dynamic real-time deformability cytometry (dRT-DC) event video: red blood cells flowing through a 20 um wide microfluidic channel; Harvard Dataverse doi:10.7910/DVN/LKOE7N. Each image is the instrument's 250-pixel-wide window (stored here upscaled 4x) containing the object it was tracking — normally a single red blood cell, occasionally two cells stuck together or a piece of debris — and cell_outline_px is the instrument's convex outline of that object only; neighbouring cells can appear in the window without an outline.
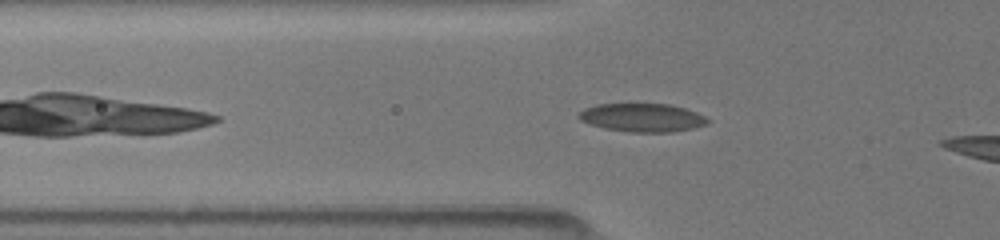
{"species": "common noctule bat (a hibernating species)", "species_latin": "Nyctalus noctula", "temperature_condition": "room temperature", "stored_images_in_passage": 12, "segment_of_instrument_passage": [1, 2], "camera_frame_rate_fps": 3000, "um_per_image_px": 0.085, "animal": {"sex": "female", "body_mass_g": 19.5, "forearm_length_mm": 54.1}, "frame": {"image": 1, "passage_image": 3, "time_ms": 0.333, "image_size_px": [1000, 240], "cell_outline_px": [[708, 124], [692, 128], [672, 132], [632, 132], [604, 128], [580, 120], [576, 116], [584, 108], [596, 104], [668, 104], [684, 108], [696, 112], [704, 116], [708, 120]], "centroid_in_image_um": [54.57, 9.99], "position_along_channel_um": 71.2, "area_um2": 21.15}}
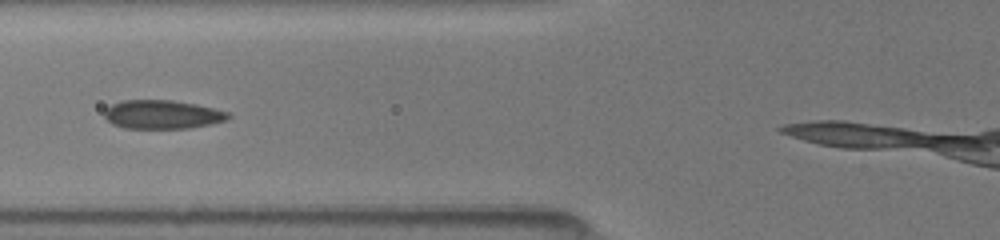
{"frame": {"image": 2, "passage_image": 6, "time_ms": 1.333, "image_size_px": [1000, 240], "cell_outline_px": [[232, 116], [228, 120], [212, 124], [188, 128], [124, 128], [112, 124], [104, 116], [104, 112], [112, 104], [120, 100], [172, 100], [196, 104], [228, 112]], "centroid_in_image_um": [13.81, 9.73], "position_along_channel_um": 112.0, "area_um2": 20.75}}
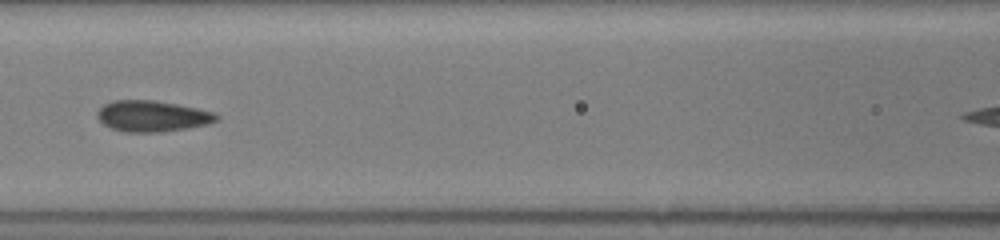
{"frame": {"image": 3, "passage_image": 9, "time_ms": 2.333, "image_size_px": [1000, 240], "cell_outline_px": [[220, 116], [216, 120], [208, 124], [188, 128], [160, 132], [124, 132], [112, 128], [104, 124], [96, 116], [96, 112], [104, 104], [112, 100], [152, 100], [176, 104], [216, 112]], "centroid_in_image_um": [12.94, 9.87], "position_along_channel_um": 153.7, "area_um2": 21.56}}